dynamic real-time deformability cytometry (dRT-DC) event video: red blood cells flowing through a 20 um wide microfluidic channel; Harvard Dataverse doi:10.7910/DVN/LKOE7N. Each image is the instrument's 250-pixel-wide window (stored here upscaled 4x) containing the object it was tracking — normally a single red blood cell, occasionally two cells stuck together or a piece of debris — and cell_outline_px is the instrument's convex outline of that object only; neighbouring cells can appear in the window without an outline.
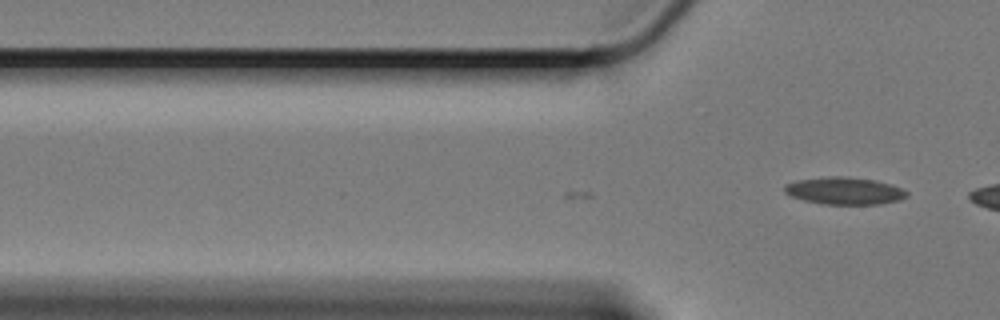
{"species": "Egyptian fruit bat (a non-hibernating species)", "species_latin": "Rousettus aegyptiacus", "temperature_condition": "cold", "stored_images_in_passage": 10, "camera_frame_rate_fps": 3000, "um_per_image_px": 0.085, "animal": {"sex": "female"}, "frame": {"image": 1, "passage_image": 10, "time_ms": 3.0, "image_size_px": [1000, 320], "cell_outline_px": [[908, 196], [900, 200], [880, 204], [824, 204], [804, 200], [792, 196], [784, 192], [784, 184], [796, 180], [828, 176], [848, 176], [876, 180], [900, 188], [908, 192]], "centroid_in_image_um": [71.76, 16.21], "position_along_channel_um": 54.0, "area_um2": 19.48}}